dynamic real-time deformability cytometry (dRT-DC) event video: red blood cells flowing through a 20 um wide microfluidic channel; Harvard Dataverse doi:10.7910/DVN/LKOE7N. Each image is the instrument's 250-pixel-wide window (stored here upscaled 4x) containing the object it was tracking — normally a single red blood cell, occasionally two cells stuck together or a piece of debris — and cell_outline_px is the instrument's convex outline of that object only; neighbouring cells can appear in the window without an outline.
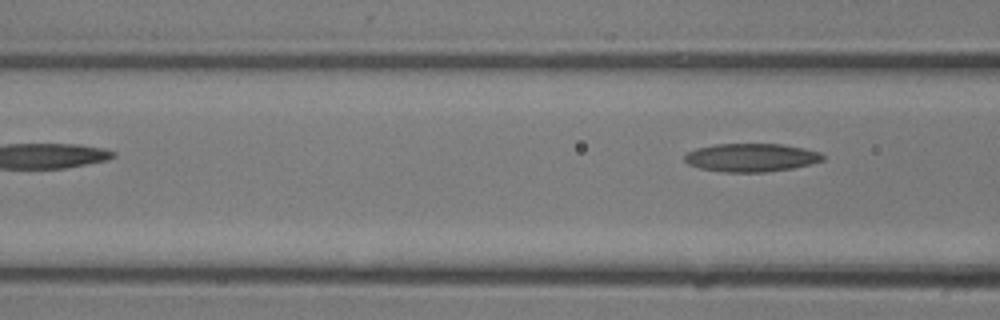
{"species": "common noctule bat (a hibernating species)", "species_latin": "Nyctalus noctula", "temperature_condition": "room temperature", "stored_images_in_passage": 6, "segment_of_instrument_passage": [2, 2], "camera_frame_rate_fps": 3000, "um_per_image_px": 0.085, "animal": {"sex": "male", "body_mass_g": 13.3}, "frame": {"image": 1, "passage_image": 6, "time_ms": 1.667, "image_size_px": [1000, 320], "cell_outline_px": [[824, 160], [812, 164], [792, 168], [768, 172], [724, 172], [700, 168], [688, 164], [684, 160], [684, 156], [688, 152], [696, 148], [716, 144], [780, 144], [804, 148], [820, 152], [824, 156]], "centroid_in_image_um": [63.86, 13.39], "position_along_channel_um": 102.7, "area_um2": 22.83}}